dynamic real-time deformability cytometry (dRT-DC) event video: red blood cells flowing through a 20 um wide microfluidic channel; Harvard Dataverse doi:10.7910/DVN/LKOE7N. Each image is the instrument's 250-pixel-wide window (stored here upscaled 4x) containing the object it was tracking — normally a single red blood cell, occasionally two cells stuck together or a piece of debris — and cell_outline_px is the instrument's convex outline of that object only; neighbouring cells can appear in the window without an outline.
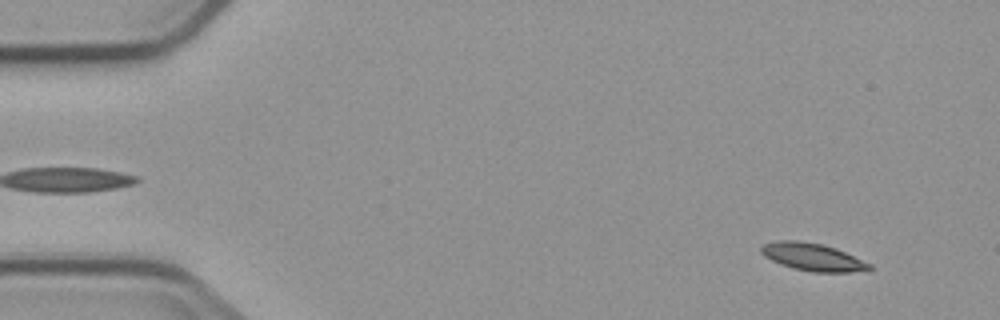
{"species": "common noctule bat (a hibernating species)", "species_latin": "Nyctalus noctula", "temperature_condition": "cold", "stored_images_in_passage": 4, "camera_frame_rate_fps": 3000, "um_per_image_px": 0.085, "animal": {"sex": "male", "body_mass_g": 23.1, "forearm_length_mm": 52.7}, "frame": {"image": 1, "passage_image": 1, "time_ms": 0.0, "image_size_px": [1000, 320], "cell_outline_px": [[872, 268], [848, 272], [812, 272], [792, 268], [780, 264], [764, 256], [760, 252], [760, 248], [764, 244], [776, 240], [800, 240], [824, 244], [836, 248], [872, 264]], "centroid_in_image_um": [69.04, 21.83], "position_along_channel_um": 16.0, "area_um2": 17.46}}
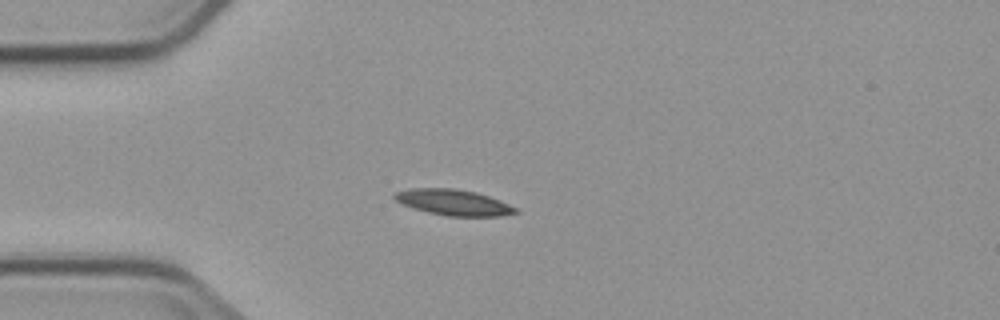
{"frame": {"image": 2, "passage_image": 4, "time_ms": 3.333, "image_size_px": [1000, 320], "cell_outline_px": [[520, 212], [500, 216], [448, 216], [428, 212], [412, 208], [396, 200], [392, 196], [396, 192], [408, 188], [456, 188], [476, 192], [500, 200], [516, 208]], "centroid_in_image_um": [38.54, 17.2], "position_along_channel_um": 46.5, "area_um2": 18.21}}